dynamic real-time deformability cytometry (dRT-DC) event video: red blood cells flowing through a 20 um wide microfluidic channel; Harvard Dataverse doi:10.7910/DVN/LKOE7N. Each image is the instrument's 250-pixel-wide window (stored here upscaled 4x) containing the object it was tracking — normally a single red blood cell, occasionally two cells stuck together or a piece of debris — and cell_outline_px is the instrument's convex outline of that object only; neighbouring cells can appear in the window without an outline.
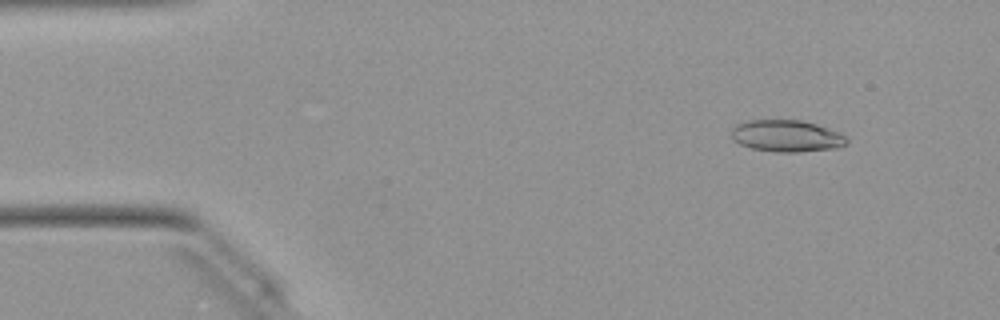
{"species": "Egyptian fruit bat (a non-hibernating species)", "species_latin": "Rousettus aegyptiacus", "temperature_condition": "warm", "stored_images_in_passage": 49, "camera_frame_rate_fps": 3000, "um_per_image_px": 0.085, "animal": {"sex": "female"}, "frame": {"image": 1, "passage_image": 5, "time_ms": 1.333, "image_size_px": [1000, 320], "cell_outline_px": [[848, 140], [844, 144], [832, 148], [796, 152], [776, 152], [752, 148], [740, 144], [732, 140], [732, 128], [736, 124], [748, 120], [800, 120], [816, 124], [836, 132], [844, 136]], "centroid_in_image_um": [66.78, 11.55], "position_along_channel_um": 18.2, "area_um2": 20.98}}
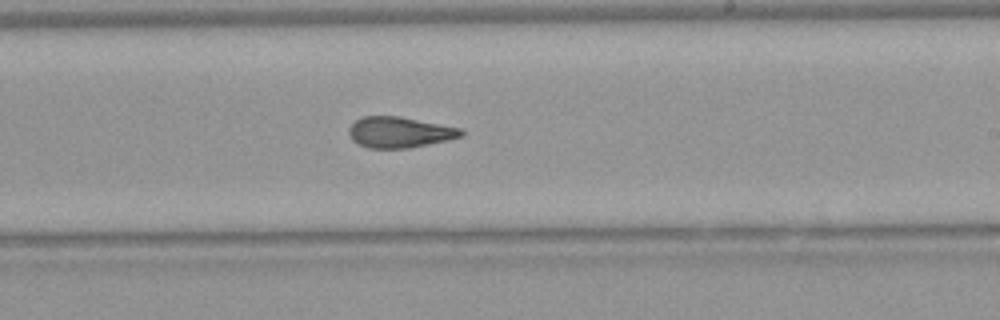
{"frame": {"image": 2, "passage_image": 29, "time_ms": 9.333, "image_size_px": [1000, 320], "cell_outline_px": [[464, 136], [448, 140], [408, 148], [368, 148], [352, 140], [348, 132], [348, 128], [360, 116], [400, 116], [460, 128], [464, 132]], "centroid_in_image_um": [33.95, 11.23], "position_along_channel_um": 255.0, "area_um2": 20.17}}
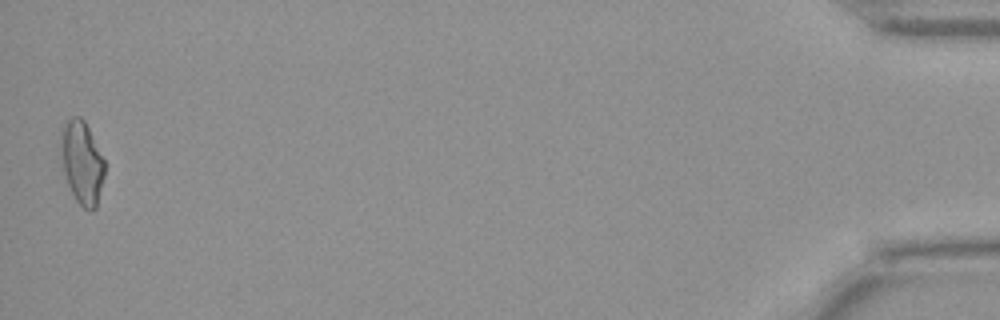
{"frame": {"image": 3, "passage_image": 49, "time_ms": 16.0, "image_size_px": [1000, 320], "cell_outline_px": [[104, 176], [96, 208], [92, 212], [84, 208], [76, 200], [68, 184], [64, 172], [60, 148], [60, 128], [72, 116], [80, 116], [84, 120], [104, 160]], "centroid_in_image_um": [6.95, 13.8], "position_along_channel_um": 428.3, "area_um2": 21.04}, "authors_computed_cell_mechanics": {"area_um2": 20.7502, "velocity_mm_per_s": 4.0746, "shape_relaxation_time_tau1_ms": null, "shape_relaxation_time_tau2_ms": 2.387, "deformation_change_tau1": null, "deformation_change_tau2": 0.104}}